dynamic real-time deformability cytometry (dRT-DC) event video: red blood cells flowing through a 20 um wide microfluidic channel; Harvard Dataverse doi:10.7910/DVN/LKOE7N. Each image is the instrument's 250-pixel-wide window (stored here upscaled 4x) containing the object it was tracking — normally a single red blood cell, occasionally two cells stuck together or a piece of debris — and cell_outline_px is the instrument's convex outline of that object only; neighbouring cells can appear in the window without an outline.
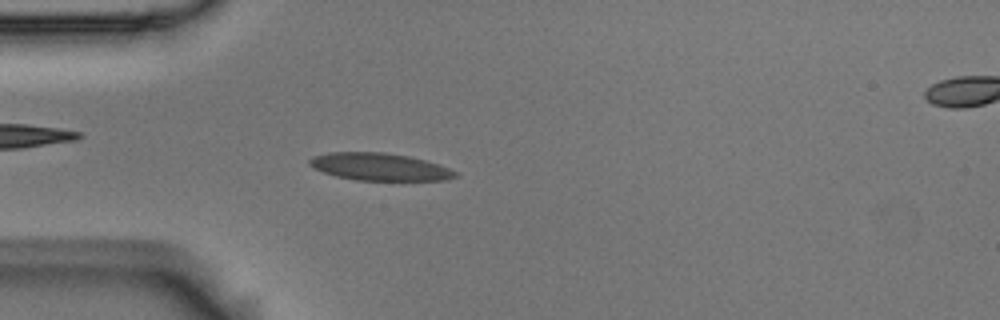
{"species": "Egyptian fruit bat (a non-hibernating species)", "species_latin": "Rousettus aegyptiacus", "temperature_condition": "room temperature", "stored_images_in_passage": 53, "camera_frame_rate_fps": 3000, "um_per_image_px": 0.085, "animal": {"sex": "male"}, "frame": {"image": 1, "passage_image": 14, "time_ms": 4.333, "image_size_px": [1000, 320], "cell_outline_px": [[460, 176], [448, 180], [356, 180], [336, 176], [312, 168], [308, 164], [308, 160], [312, 156], [328, 152], [384, 152], [408, 156], [440, 164], [456, 172]], "centroid_in_image_um": [32.25, 14.17], "position_along_channel_um": 52.8, "area_um2": 23.41}}
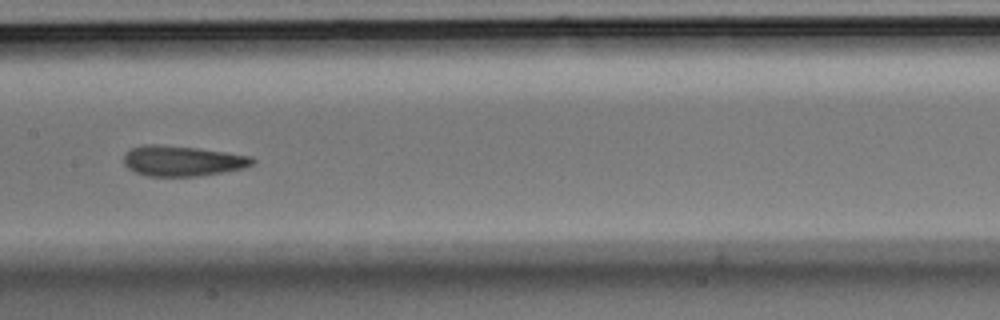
{"frame": {"image": 2, "passage_image": 26, "time_ms": 8.333, "image_size_px": [1000, 320], "cell_outline_px": [[256, 160], [252, 164], [244, 168], [200, 176], [148, 176], [136, 172], [128, 168], [124, 164], [124, 152], [132, 148], [144, 144], [156, 144], [196, 148], [252, 156]], "centroid_in_image_um": [15.48, 13.67], "position_along_channel_um": 191.9, "area_um2": 22.72}}
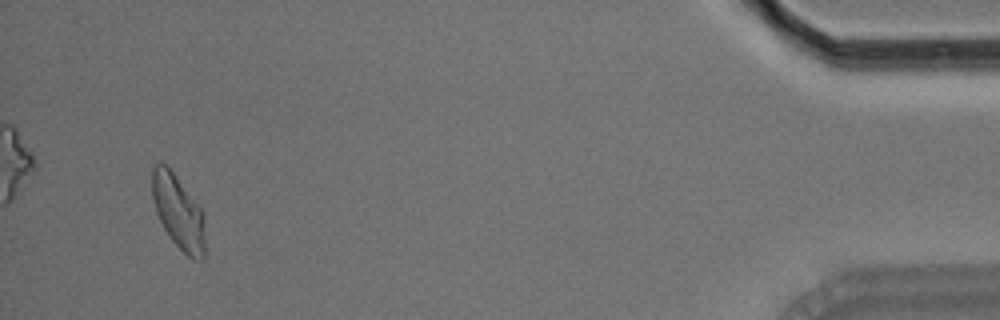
{"frame": {"image": 3, "passage_image": 51, "time_ms": 16.667, "image_size_px": [1000, 320], "cell_outline_px": [[204, 260], [192, 260], [172, 240], [164, 228], [156, 212], [152, 200], [152, 168], [156, 164], [164, 164], [172, 172], [200, 208], [204, 216]], "centroid_in_image_um": [15.15, 18.06], "position_along_channel_um": 420.0, "area_um2": 22.31}, "authors_computed_cell_mechanics": {"area_um2": 22.9466, "velocity_mm_per_s": 3.6568, "shape_relaxation_time_tau1_ms": null, "shape_relaxation_time_tau2_ms": 2.5278, "deformation_change_tau1": null, "deformation_change_tau2": 0.0728}}